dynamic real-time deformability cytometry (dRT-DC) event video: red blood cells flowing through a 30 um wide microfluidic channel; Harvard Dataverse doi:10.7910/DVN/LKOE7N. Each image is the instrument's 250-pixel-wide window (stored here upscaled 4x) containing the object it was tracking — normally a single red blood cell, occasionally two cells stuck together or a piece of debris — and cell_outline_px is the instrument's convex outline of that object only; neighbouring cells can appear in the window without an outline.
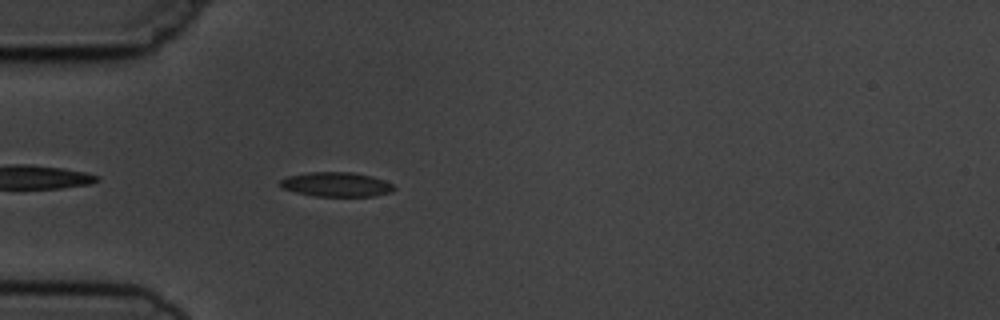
{"species": "common noctule bat (a hibernating species)", "species_latin": "Nyctalus noctula", "temperature_condition": "cold", "stored_images_in_passage": 1, "camera_frame_rate_fps": 3000, "um_per_image_px": 0.085, "animal": {"sex": "male", "body_mass_g": 19.5, "forearm_length_mm": 54.6}, "frame": {"image": 1, "passage_image": 1, "time_ms": 0.0, "image_size_px": [1000, 320], "cell_outline_px": [[396, 188], [392, 192], [376, 196], [316, 196], [296, 192], [280, 188], [280, 180], [288, 176], [308, 172], [352, 172], [372, 176], [384, 180], [392, 184]], "centroid_in_image_um": [28.6, 15.67], "position_along_channel_um": 56.4, "area_um2": 16.3}}